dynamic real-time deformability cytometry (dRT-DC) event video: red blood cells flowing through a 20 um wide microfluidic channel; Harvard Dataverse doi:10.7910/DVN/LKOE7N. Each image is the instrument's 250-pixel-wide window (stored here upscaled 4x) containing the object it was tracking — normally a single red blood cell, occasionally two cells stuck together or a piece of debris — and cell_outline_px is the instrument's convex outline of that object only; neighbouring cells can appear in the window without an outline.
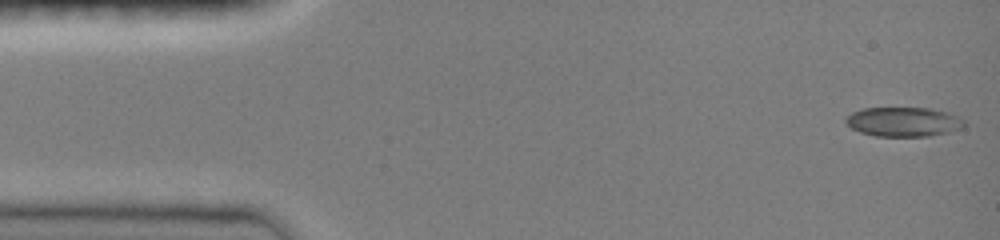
{"species": "common noctule bat (a hibernating species)", "species_latin": "Nyctalus noctula", "temperature_condition": "room temperature", "stored_images_in_passage": 46, "camera_frame_rate_fps": 3000, "um_per_image_px": 0.085, "animal": {"sex": "female", "body_mass_g": 19.0, "forearm_length_mm": 51.5}, "frame": {"image": 1, "passage_image": 1, "time_ms": 0.0, "image_size_px": [1000, 240], "cell_outline_px": [[964, 124], [960, 128], [948, 132], [928, 136], [876, 136], [860, 132], [852, 128], [844, 120], [852, 112], [864, 108], [932, 108], [948, 112], [964, 120]], "centroid_in_image_um": [76.79, 10.35], "position_along_channel_um": 8.2, "area_um2": 20.11}}
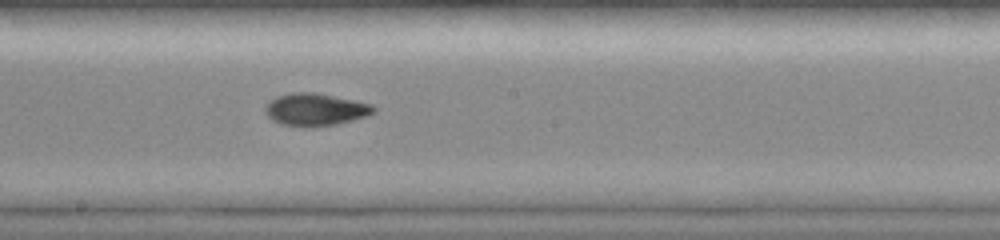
{"frame": {"image": 2, "passage_image": 25, "time_ms": 8.0, "image_size_px": [1000, 240], "cell_outline_px": [[376, 112], [368, 116], [336, 124], [312, 128], [308, 128], [280, 124], [272, 120], [264, 112], [264, 104], [268, 100], [276, 96], [292, 92], [312, 92], [356, 100], [372, 104], [376, 108]], "centroid_in_image_um": [26.78, 9.32], "position_along_channel_um": 221.4, "area_um2": 20.98}}
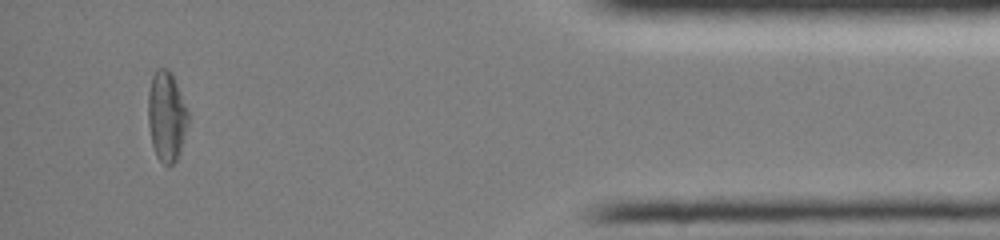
{"frame": {"image": 3, "passage_image": 43, "time_ms": 14.0, "image_size_px": [1000, 240], "cell_outline_px": [[188, 124], [180, 152], [176, 160], [168, 168], [156, 156], [152, 144], [148, 124], [148, 92], [152, 76], [156, 68], [168, 68], [172, 72], [188, 112]], "centroid_in_image_um": [14.14, 9.88], "position_along_channel_um": 421.1, "area_um2": 21.15}, "authors_computed_cell_mechanics": {"area_um2": 19.7676, "velocity_mm_per_s": 4.0932, "shape_relaxation_time_tau1_ms": null, "shape_relaxation_time_tau2_ms": 2.9114, "deformation_change_tau1": null, "deformation_change_tau2": 0.0654}}